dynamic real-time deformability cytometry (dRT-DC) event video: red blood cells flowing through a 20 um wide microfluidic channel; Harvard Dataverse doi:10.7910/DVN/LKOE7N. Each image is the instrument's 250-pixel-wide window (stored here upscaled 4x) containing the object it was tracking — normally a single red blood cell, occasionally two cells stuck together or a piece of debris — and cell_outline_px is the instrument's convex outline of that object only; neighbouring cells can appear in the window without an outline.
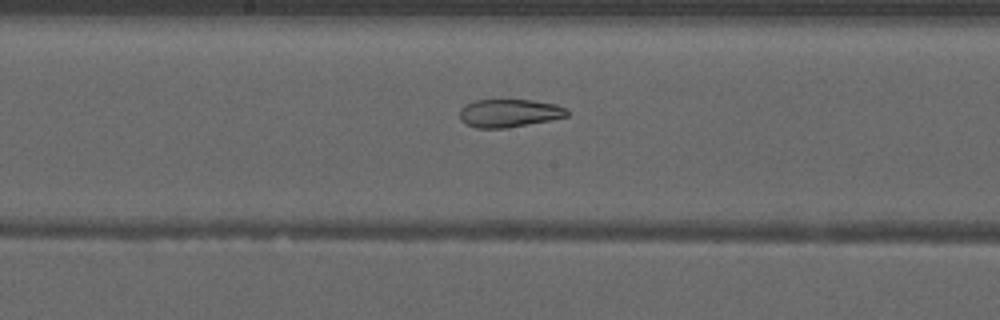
{"species": "common noctule bat (a hibernating species)", "species_latin": "Nyctalus noctula", "temperature_condition": "warm", "stored_images_in_passage": 52, "camera_frame_rate_fps": 3000, "um_per_image_px": 0.085, "animal": {"sex": "male", "forearm_length_mm": 52.5}, "frame": {"image": 1, "passage_image": 28, "time_ms": 9.0, "image_size_px": [1000, 320], "cell_outline_px": [[568, 116], [548, 120], [504, 128], [476, 128], [464, 124], [460, 120], [460, 108], [464, 104], [476, 100], [532, 100], [556, 104], [564, 108], [568, 112]], "centroid_in_image_um": [43.21, 9.61], "position_along_channel_um": 205.0, "area_um2": 17.46}}
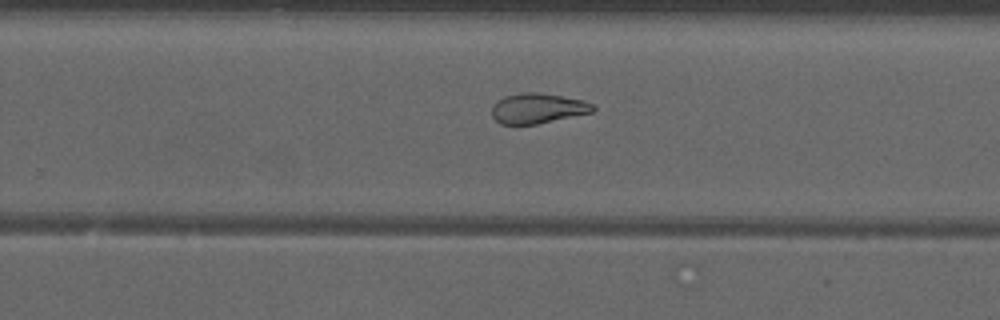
{"frame": {"image": 2, "passage_image": 34, "time_ms": 11.0, "image_size_px": [1000, 320], "cell_outline_px": [[596, 108], [592, 112], [536, 124], [500, 124], [492, 116], [492, 108], [496, 100], [504, 96], [524, 92], [540, 92], [584, 100], [592, 104]], "centroid_in_image_um": [45.69, 9.2], "position_along_channel_um": 284.1, "area_um2": 17.74}}
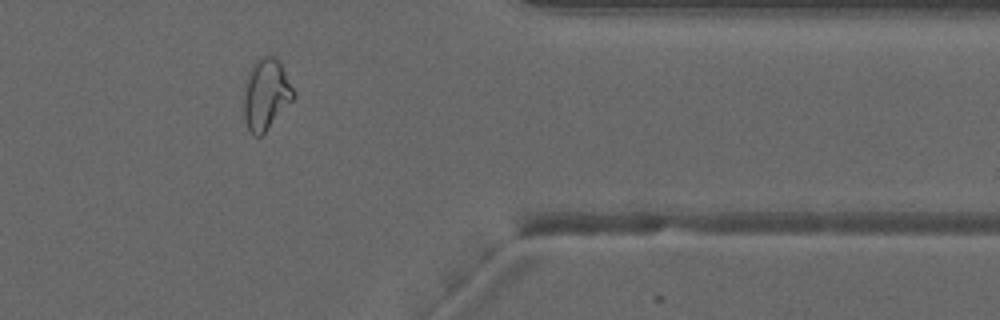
{"frame": {"image": 3, "passage_image": 43, "time_ms": 14.0, "image_size_px": [1000, 320], "cell_outline_px": [[296, 96], [264, 132], [260, 136], [256, 136], [248, 128], [244, 120], [244, 84], [248, 72], [252, 64], [260, 56], [272, 56], [280, 60], [296, 92]], "centroid_in_image_um": [22.62, 7.95], "position_along_channel_um": 388.8, "area_um2": 20.69}, "authors_computed_cell_mechanics": {"area_um2": 23.2934, "velocity_mm_per_s": 3.9905, "shape_relaxation_time_tau1_ms": null, "shape_relaxation_time_tau2_ms": 1.8524, "deformation_change_tau1": null, "deformation_change_tau2": 0.0873}}